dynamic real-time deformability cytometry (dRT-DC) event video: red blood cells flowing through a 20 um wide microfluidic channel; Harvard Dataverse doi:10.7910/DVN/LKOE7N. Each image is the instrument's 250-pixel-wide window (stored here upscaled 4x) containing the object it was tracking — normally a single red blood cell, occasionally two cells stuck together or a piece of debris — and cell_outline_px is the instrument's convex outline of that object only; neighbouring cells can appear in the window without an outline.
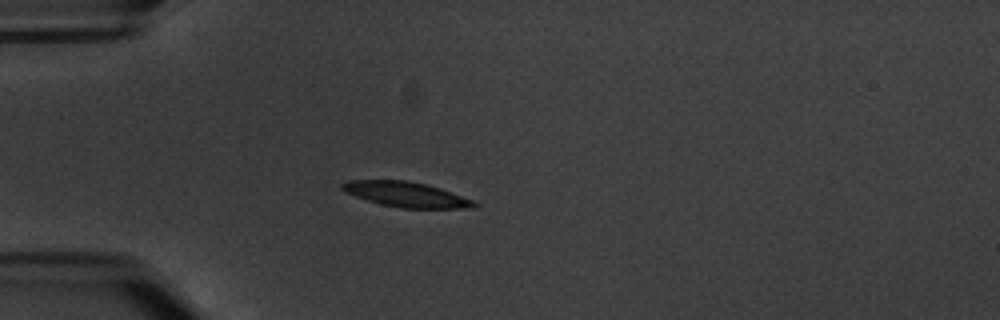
{"species": "common noctule bat (a hibernating species)", "species_latin": "Nyctalus noctula", "temperature_condition": "warm", "stored_images_in_passage": 5, "camera_frame_rate_fps": 3000, "um_per_image_px": 0.085, "animal": {"sex": "male", "body_mass_g": 20.1, "forearm_length_mm": 53.5}, "frame": {"image": 1, "passage_image": 5, "time_ms": 4.333, "image_size_px": [1000, 320], "cell_outline_px": [[480, 204], [472, 208], [400, 208], [380, 204], [344, 192], [340, 188], [340, 184], [348, 180], [408, 180], [428, 184], [476, 200]], "centroid_in_image_um": [34.56, 16.52], "position_along_channel_um": 50.4, "area_um2": 19.59}}